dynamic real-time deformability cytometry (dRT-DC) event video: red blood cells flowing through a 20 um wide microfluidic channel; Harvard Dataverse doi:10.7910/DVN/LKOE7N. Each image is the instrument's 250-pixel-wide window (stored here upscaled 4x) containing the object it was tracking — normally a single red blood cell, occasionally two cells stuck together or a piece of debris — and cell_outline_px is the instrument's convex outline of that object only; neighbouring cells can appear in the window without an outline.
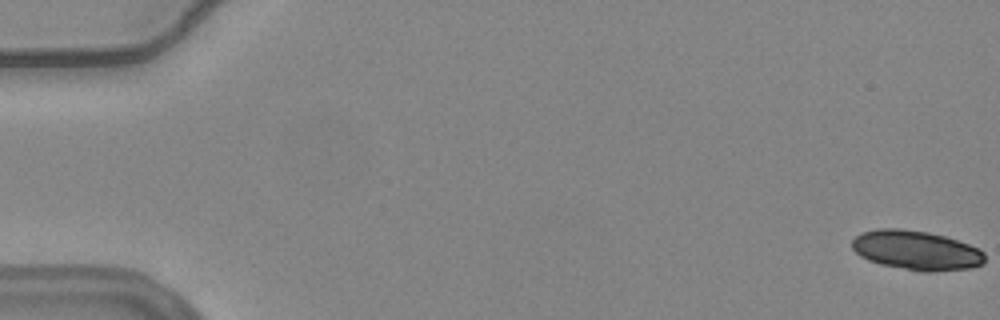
{"species": "common noctule bat (a hibernating species)", "species_latin": "Nyctalus noctula", "temperature_condition": "warm", "stored_images_in_passage": 56, "camera_frame_rate_fps": 3000, "um_per_image_px": 0.085, "animal": {"sex": "female", "body_mass_g": 24.6, "forearm_length_mm": 56.2}, "frame": {"image": 1, "passage_image": 1, "time_ms": 0.0, "image_size_px": [1000, 320], "cell_outline_px": [[984, 264], [972, 268], [936, 272], [920, 272], [880, 264], [868, 260], [860, 256], [852, 248], [852, 240], [860, 232], [876, 228], [900, 228], [928, 232], [944, 236], [980, 248], [984, 252]], "centroid_in_image_um": [77.88, 21.28], "position_along_channel_um": 7.1, "area_um2": 30.87}}
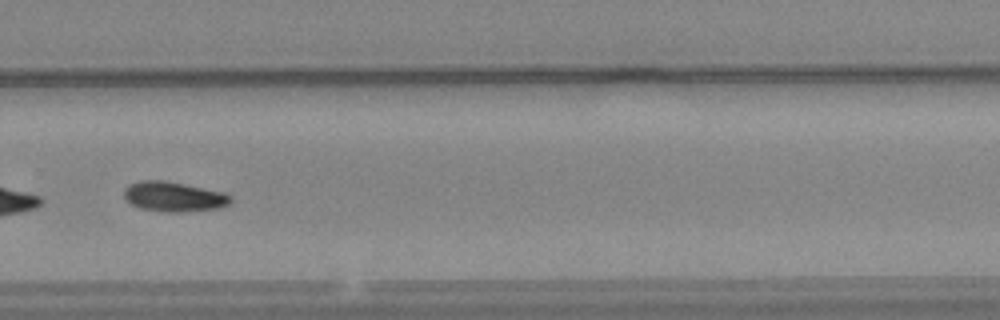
{"frame": {"image": 2, "passage_image": 40, "time_ms": 13.0, "image_size_px": [1000, 320], "cell_outline_px": [[232, 200], [228, 204], [220, 208], [180, 212], [164, 212], [140, 208], [132, 204], [124, 196], [124, 188], [128, 184], [140, 180], [164, 180], [224, 192], [232, 196]], "centroid_in_image_um": [14.77, 16.71], "position_along_channel_um": 315.0, "area_um2": 18.61}, "authors_computed_cell_mechanics": {"area_um2": 19.2185, "velocity_mm_per_s": 3.7082, "shape_relaxation_time_tau1_ms": 3.9745, "shape_relaxation_time_tau2_ms": null, "deformation_change_tau1": 0.1026, "deformation_change_tau2": null}}